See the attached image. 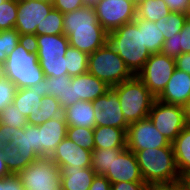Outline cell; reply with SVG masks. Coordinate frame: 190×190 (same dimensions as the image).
<instances>
[{
  "label": "cell",
  "mask_w": 190,
  "mask_h": 190,
  "mask_svg": "<svg viewBox=\"0 0 190 190\" xmlns=\"http://www.w3.org/2000/svg\"><path fill=\"white\" fill-rule=\"evenodd\" d=\"M133 21L139 29H142L143 44L150 53H160L165 39L156 23L140 19L137 16Z\"/></svg>",
  "instance_id": "cell-28"
},
{
  "label": "cell",
  "mask_w": 190,
  "mask_h": 190,
  "mask_svg": "<svg viewBox=\"0 0 190 190\" xmlns=\"http://www.w3.org/2000/svg\"><path fill=\"white\" fill-rule=\"evenodd\" d=\"M148 117L171 143L186 127L183 106L166 104L158 99L154 100Z\"/></svg>",
  "instance_id": "cell-8"
},
{
  "label": "cell",
  "mask_w": 190,
  "mask_h": 190,
  "mask_svg": "<svg viewBox=\"0 0 190 190\" xmlns=\"http://www.w3.org/2000/svg\"><path fill=\"white\" fill-rule=\"evenodd\" d=\"M21 39L23 38L15 28L0 30V61H6L7 56L15 49Z\"/></svg>",
  "instance_id": "cell-38"
},
{
  "label": "cell",
  "mask_w": 190,
  "mask_h": 190,
  "mask_svg": "<svg viewBox=\"0 0 190 190\" xmlns=\"http://www.w3.org/2000/svg\"><path fill=\"white\" fill-rule=\"evenodd\" d=\"M88 56L87 53L69 45L64 56L68 75L73 77L88 72Z\"/></svg>",
  "instance_id": "cell-32"
},
{
  "label": "cell",
  "mask_w": 190,
  "mask_h": 190,
  "mask_svg": "<svg viewBox=\"0 0 190 190\" xmlns=\"http://www.w3.org/2000/svg\"><path fill=\"white\" fill-rule=\"evenodd\" d=\"M9 175H11V173L9 172V170L6 166V161L3 156V152L0 151V179H3Z\"/></svg>",
  "instance_id": "cell-52"
},
{
  "label": "cell",
  "mask_w": 190,
  "mask_h": 190,
  "mask_svg": "<svg viewBox=\"0 0 190 190\" xmlns=\"http://www.w3.org/2000/svg\"><path fill=\"white\" fill-rule=\"evenodd\" d=\"M66 137L86 150H94V128L67 126Z\"/></svg>",
  "instance_id": "cell-37"
},
{
  "label": "cell",
  "mask_w": 190,
  "mask_h": 190,
  "mask_svg": "<svg viewBox=\"0 0 190 190\" xmlns=\"http://www.w3.org/2000/svg\"><path fill=\"white\" fill-rule=\"evenodd\" d=\"M94 8L98 22L108 33L136 18V6L131 0H100Z\"/></svg>",
  "instance_id": "cell-10"
},
{
  "label": "cell",
  "mask_w": 190,
  "mask_h": 190,
  "mask_svg": "<svg viewBox=\"0 0 190 190\" xmlns=\"http://www.w3.org/2000/svg\"><path fill=\"white\" fill-rule=\"evenodd\" d=\"M17 175L25 190H62L60 168L50 158L40 157Z\"/></svg>",
  "instance_id": "cell-6"
},
{
  "label": "cell",
  "mask_w": 190,
  "mask_h": 190,
  "mask_svg": "<svg viewBox=\"0 0 190 190\" xmlns=\"http://www.w3.org/2000/svg\"><path fill=\"white\" fill-rule=\"evenodd\" d=\"M92 151L78 146L75 142L65 137L56 147L50 159L61 169L63 166L73 168L91 167Z\"/></svg>",
  "instance_id": "cell-15"
},
{
  "label": "cell",
  "mask_w": 190,
  "mask_h": 190,
  "mask_svg": "<svg viewBox=\"0 0 190 190\" xmlns=\"http://www.w3.org/2000/svg\"><path fill=\"white\" fill-rule=\"evenodd\" d=\"M6 0H0V4H2L3 2H5Z\"/></svg>",
  "instance_id": "cell-60"
},
{
  "label": "cell",
  "mask_w": 190,
  "mask_h": 190,
  "mask_svg": "<svg viewBox=\"0 0 190 190\" xmlns=\"http://www.w3.org/2000/svg\"><path fill=\"white\" fill-rule=\"evenodd\" d=\"M67 126L95 128L94 109L91 101H78L63 109Z\"/></svg>",
  "instance_id": "cell-22"
},
{
  "label": "cell",
  "mask_w": 190,
  "mask_h": 190,
  "mask_svg": "<svg viewBox=\"0 0 190 190\" xmlns=\"http://www.w3.org/2000/svg\"><path fill=\"white\" fill-rule=\"evenodd\" d=\"M110 183L144 182L137 158L134 152L125 148L117 157L108 172L104 175Z\"/></svg>",
  "instance_id": "cell-14"
},
{
  "label": "cell",
  "mask_w": 190,
  "mask_h": 190,
  "mask_svg": "<svg viewBox=\"0 0 190 190\" xmlns=\"http://www.w3.org/2000/svg\"><path fill=\"white\" fill-rule=\"evenodd\" d=\"M111 89L120 100L121 110L128 124L148 117L156 97L136 75Z\"/></svg>",
  "instance_id": "cell-4"
},
{
  "label": "cell",
  "mask_w": 190,
  "mask_h": 190,
  "mask_svg": "<svg viewBox=\"0 0 190 190\" xmlns=\"http://www.w3.org/2000/svg\"><path fill=\"white\" fill-rule=\"evenodd\" d=\"M171 12H181L186 14L189 0H164Z\"/></svg>",
  "instance_id": "cell-49"
},
{
  "label": "cell",
  "mask_w": 190,
  "mask_h": 190,
  "mask_svg": "<svg viewBox=\"0 0 190 190\" xmlns=\"http://www.w3.org/2000/svg\"><path fill=\"white\" fill-rule=\"evenodd\" d=\"M16 128L0 124V151L4 152L10 148L11 136L15 133Z\"/></svg>",
  "instance_id": "cell-44"
},
{
  "label": "cell",
  "mask_w": 190,
  "mask_h": 190,
  "mask_svg": "<svg viewBox=\"0 0 190 190\" xmlns=\"http://www.w3.org/2000/svg\"><path fill=\"white\" fill-rule=\"evenodd\" d=\"M186 126L190 127V99L183 105Z\"/></svg>",
  "instance_id": "cell-53"
},
{
  "label": "cell",
  "mask_w": 190,
  "mask_h": 190,
  "mask_svg": "<svg viewBox=\"0 0 190 190\" xmlns=\"http://www.w3.org/2000/svg\"><path fill=\"white\" fill-rule=\"evenodd\" d=\"M89 190H111V183L104 175H96Z\"/></svg>",
  "instance_id": "cell-47"
},
{
  "label": "cell",
  "mask_w": 190,
  "mask_h": 190,
  "mask_svg": "<svg viewBox=\"0 0 190 190\" xmlns=\"http://www.w3.org/2000/svg\"><path fill=\"white\" fill-rule=\"evenodd\" d=\"M175 69V58L161 52L154 53L151 54L143 69L136 76L157 98L165 89Z\"/></svg>",
  "instance_id": "cell-7"
},
{
  "label": "cell",
  "mask_w": 190,
  "mask_h": 190,
  "mask_svg": "<svg viewBox=\"0 0 190 190\" xmlns=\"http://www.w3.org/2000/svg\"><path fill=\"white\" fill-rule=\"evenodd\" d=\"M0 124L19 129L24 128L28 124V121L27 117L12 103L0 112Z\"/></svg>",
  "instance_id": "cell-39"
},
{
  "label": "cell",
  "mask_w": 190,
  "mask_h": 190,
  "mask_svg": "<svg viewBox=\"0 0 190 190\" xmlns=\"http://www.w3.org/2000/svg\"><path fill=\"white\" fill-rule=\"evenodd\" d=\"M88 72L110 87L131 79L134 75L123 59L108 43L88 56Z\"/></svg>",
  "instance_id": "cell-5"
},
{
  "label": "cell",
  "mask_w": 190,
  "mask_h": 190,
  "mask_svg": "<svg viewBox=\"0 0 190 190\" xmlns=\"http://www.w3.org/2000/svg\"><path fill=\"white\" fill-rule=\"evenodd\" d=\"M100 0H82L84 6L95 7Z\"/></svg>",
  "instance_id": "cell-55"
},
{
  "label": "cell",
  "mask_w": 190,
  "mask_h": 190,
  "mask_svg": "<svg viewBox=\"0 0 190 190\" xmlns=\"http://www.w3.org/2000/svg\"><path fill=\"white\" fill-rule=\"evenodd\" d=\"M16 90V85L7 78L0 80V112L13 103Z\"/></svg>",
  "instance_id": "cell-42"
},
{
  "label": "cell",
  "mask_w": 190,
  "mask_h": 190,
  "mask_svg": "<svg viewBox=\"0 0 190 190\" xmlns=\"http://www.w3.org/2000/svg\"><path fill=\"white\" fill-rule=\"evenodd\" d=\"M53 8L52 1L48 0H18L14 28L22 38L32 39L36 35V29H41L44 18Z\"/></svg>",
  "instance_id": "cell-9"
},
{
  "label": "cell",
  "mask_w": 190,
  "mask_h": 190,
  "mask_svg": "<svg viewBox=\"0 0 190 190\" xmlns=\"http://www.w3.org/2000/svg\"><path fill=\"white\" fill-rule=\"evenodd\" d=\"M171 13L164 0H145L136 7V16L140 19L157 22Z\"/></svg>",
  "instance_id": "cell-29"
},
{
  "label": "cell",
  "mask_w": 190,
  "mask_h": 190,
  "mask_svg": "<svg viewBox=\"0 0 190 190\" xmlns=\"http://www.w3.org/2000/svg\"><path fill=\"white\" fill-rule=\"evenodd\" d=\"M147 190H176V182L148 184Z\"/></svg>",
  "instance_id": "cell-51"
},
{
  "label": "cell",
  "mask_w": 190,
  "mask_h": 190,
  "mask_svg": "<svg viewBox=\"0 0 190 190\" xmlns=\"http://www.w3.org/2000/svg\"><path fill=\"white\" fill-rule=\"evenodd\" d=\"M5 78H6L5 64H4V62L0 61V80H3Z\"/></svg>",
  "instance_id": "cell-56"
},
{
  "label": "cell",
  "mask_w": 190,
  "mask_h": 190,
  "mask_svg": "<svg viewBox=\"0 0 190 190\" xmlns=\"http://www.w3.org/2000/svg\"><path fill=\"white\" fill-rule=\"evenodd\" d=\"M71 84L73 85L74 103L78 101L92 102L111 88L104 81L99 80L89 72L73 76Z\"/></svg>",
  "instance_id": "cell-18"
},
{
  "label": "cell",
  "mask_w": 190,
  "mask_h": 190,
  "mask_svg": "<svg viewBox=\"0 0 190 190\" xmlns=\"http://www.w3.org/2000/svg\"><path fill=\"white\" fill-rule=\"evenodd\" d=\"M124 149H94L91 156V168L97 175H105L111 167L114 157H117Z\"/></svg>",
  "instance_id": "cell-31"
},
{
  "label": "cell",
  "mask_w": 190,
  "mask_h": 190,
  "mask_svg": "<svg viewBox=\"0 0 190 190\" xmlns=\"http://www.w3.org/2000/svg\"><path fill=\"white\" fill-rule=\"evenodd\" d=\"M176 68L190 74V53H182L175 58Z\"/></svg>",
  "instance_id": "cell-48"
},
{
  "label": "cell",
  "mask_w": 190,
  "mask_h": 190,
  "mask_svg": "<svg viewBox=\"0 0 190 190\" xmlns=\"http://www.w3.org/2000/svg\"><path fill=\"white\" fill-rule=\"evenodd\" d=\"M145 182H118L111 184V190H147Z\"/></svg>",
  "instance_id": "cell-46"
},
{
  "label": "cell",
  "mask_w": 190,
  "mask_h": 190,
  "mask_svg": "<svg viewBox=\"0 0 190 190\" xmlns=\"http://www.w3.org/2000/svg\"><path fill=\"white\" fill-rule=\"evenodd\" d=\"M96 127L112 126L127 132L129 124L122 113L120 100L110 88L104 95L92 101Z\"/></svg>",
  "instance_id": "cell-12"
},
{
  "label": "cell",
  "mask_w": 190,
  "mask_h": 190,
  "mask_svg": "<svg viewBox=\"0 0 190 190\" xmlns=\"http://www.w3.org/2000/svg\"><path fill=\"white\" fill-rule=\"evenodd\" d=\"M64 34L63 14L52 9L44 18L41 29H36V35H58Z\"/></svg>",
  "instance_id": "cell-36"
},
{
  "label": "cell",
  "mask_w": 190,
  "mask_h": 190,
  "mask_svg": "<svg viewBox=\"0 0 190 190\" xmlns=\"http://www.w3.org/2000/svg\"><path fill=\"white\" fill-rule=\"evenodd\" d=\"M66 134L67 123L63 114L39 125V157L50 158Z\"/></svg>",
  "instance_id": "cell-16"
},
{
  "label": "cell",
  "mask_w": 190,
  "mask_h": 190,
  "mask_svg": "<svg viewBox=\"0 0 190 190\" xmlns=\"http://www.w3.org/2000/svg\"><path fill=\"white\" fill-rule=\"evenodd\" d=\"M63 23L64 27H82L100 24L95 8L88 6H83L77 10L63 14Z\"/></svg>",
  "instance_id": "cell-30"
},
{
  "label": "cell",
  "mask_w": 190,
  "mask_h": 190,
  "mask_svg": "<svg viewBox=\"0 0 190 190\" xmlns=\"http://www.w3.org/2000/svg\"><path fill=\"white\" fill-rule=\"evenodd\" d=\"M61 107L64 109L69 105L74 104L73 100V85L67 84L66 89L64 90V99H59Z\"/></svg>",
  "instance_id": "cell-50"
},
{
  "label": "cell",
  "mask_w": 190,
  "mask_h": 190,
  "mask_svg": "<svg viewBox=\"0 0 190 190\" xmlns=\"http://www.w3.org/2000/svg\"><path fill=\"white\" fill-rule=\"evenodd\" d=\"M186 16L188 19H190V0L188 1V6H187V10H186Z\"/></svg>",
  "instance_id": "cell-58"
},
{
  "label": "cell",
  "mask_w": 190,
  "mask_h": 190,
  "mask_svg": "<svg viewBox=\"0 0 190 190\" xmlns=\"http://www.w3.org/2000/svg\"><path fill=\"white\" fill-rule=\"evenodd\" d=\"M54 9L62 14L72 12L84 6L82 0H52Z\"/></svg>",
  "instance_id": "cell-43"
},
{
  "label": "cell",
  "mask_w": 190,
  "mask_h": 190,
  "mask_svg": "<svg viewBox=\"0 0 190 190\" xmlns=\"http://www.w3.org/2000/svg\"><path fill=\"white\" fill-rule=\"evenodd\" d=\"M44 96L41 86L17 89L13 104L27 117L40 109L42 97Z\"/></svg>",
  "instance_id": "cell-24"
},
{
  "label": "cell",
  "mask_w": 190,
  "mask_h": 190,
  "mask_svg": "<svg viewBox=\"0 0 190 190\" xmlns=\"http://www.w3.org/2000/svg\"><path fill=\"white\" fill-rule=\"evenodd\" d=\"M31 41L38 60L63 59L69 47L68 37L65 34L35 35Z\"/></svg>",
  "instance_id": "cell-19"
},
{
  "label": "cell",
  "mask_w": 190,
  "mask_h": 190,
  "mask_svg": "<svg viewBox=\"0 0 190 190\" xmlns=\"http://www.w3.org/2000/svg\"><path fill=\"white\" fill-rule=\"evenodd\" d=\"M63 114V108L57 98L45 95L42 97L40 109L27 116L28 124L42 125L49 119H54Z\"/></svg>",
  "instance_id": "cell-27"
},
{
  "label": "cell",
  "mask_w": 190,
  "mask_h": 190,
  "mask_svg": "<svg viewBox=\"0 0 190 190\" xmlns=\"http://www.w3.org/2000/svg\"><path fill=\"white\" fill-rule=\"evenodd\" d=\"M45 77H58L68 74L66 58L54 60H38Z\"/></svg>",
  "instance_id": "cell-41"
},
{
  "label": "cell",
  "mask_w": 190,
  "mask_h": 190,
  "mask_svg": "<svg viewBox=\"0 0 190 190\" xmlns=\"http://www.w3.org/2000/svg\"><path fill=\"white\" fill-rule=\"evenodd\" d=\"M69 45L88 55L107 43L108 32L101 24L82 27H64Z\"/></svg>",
  "instance_id": "cell-13"
},
{
  "label": "cell",
  "mask_w": 190,
  "mask_h": 190,
  "mask_svg": "<svg viewBox=\"0 0 190 190\" xmlns=\"http://www.w3.org/2000/svg\"><path fill=\"white\" fill-rule=\"evenodd\" d=\"M126 131L112 126L94 128V149L127 148Z\"/></svg>",
  "instance_id": "cell-23"
},
{
  "label": "cell",
  "mask_w": 190,
  "mask_h": 190,
  "mask_svg": "<svg viewBox=\"0 0 190 190\" xmlns=\"http://www.w3.org/2000/svg\"><path fill=\"white\" fill-rule=\"evenodd\" d=\"M176 165L181 177L190 175V127L186 126L172 142Z\"/></svg>",
  "instance_id": "cell-25"
},
{
  "label": "cell",
  "mask_w": 190,
  "mask_h": 190,
  "mask_svg": "<svg viewBox=\"0 0 190 190\" xmlns=\"http://www.w3.org/2000/svg\"><path fill=\"white\" fill-rule=\"evenodd\" d=\"M18 12V0H6L0 4V30L15 27Z\"/></svg>",
  "instance_id": "cell-40"
},
{
  "label": "cell",
  "mask_w": 190,
  "mask_h": 190,
  "mask_svg": "<svg viewBox=\"0 0 190 190\" xmlns=\"http://www.w3.org/2000/svg\"><path fill=\"white\" fill-rule=\"evenodd\" d=\"M107 43L123 59L133 75H137L151 56L143 44L142 29L132 21L108 33Z\"/></svg>",
  "instance_id": "cell-2"
},
{
  "label": "cell",
  "mask_w": 190,
  "mask_h": 190,
  "mask_svg": "<svg viewBox=\"0 0 190 190\" xmlns=\"http://www.w3.org/2000/svg\"><path fill=\"white\" fill-rule=\"evenodd\" d=\"M133 4L138 7L141 3H143L145 0H131Z\"/></svg>",
  "instance_id": "cell-57"
},
{
  "label": "cell",
  "mask_w": 190,
  "mask_h": 190,
  "mask_svg": "<svg viewBox=\"0 0 190 190\" xmlns=\"http://www.w3.org/2000/svg\"><path fill=\"white\" fill-rule=\"evenodd\" d=\"M4 64L6 78L15 84L17 89L40 86L45 79L31 39H21Z\"/></svg>",
  "instance_id": "cell-1"
},
{
  "label": "cell",
  "mask_w": 190,
  "mask_h": 190,
  "mask_svg": "<svg viewBox=\"0 0 190 190\" xmlns=\"http://www.w3.org/2000/svg\"><path fill=\"white\" fill-rule=\"evenodd\" d=\"M126 136L127 148L134 153L148 148L172 146V143L156 129L149 117L129 124Z\"/></svg>",
  "instance_id": "cell-11"
},
{
  "label": "cell",
  "mask_w": 190,
  "mask_h": 190,
  "mask_svg": "<svg viewBox=\"0 0 190 190\" xmlns=\"http://www.w3.org/2000/svg\"><path fill=\"white\" fill-rule=\"evenodd\" d=\"M176 190H190V185L184 180L176 182Z\"/></svg>",
  "instance_id": "cell-54"
},
{
  "label": "cell",
  "mask_w": 190,
  "mask_h": 190,
  "mask_svg": "<svg viewBox=\"0 0 190 190\" xmlns=\"http://www.w3.org/2000/svg\"><path fill=\"white\" fill-rule=\"evenodd\" d=\"M97 174L91 168H73L63 166L60 169V180L62 190H89Z\"/></svg>",
  "instance_id": "cell-20"
},
{
  "label": "cell",
  "mask_w": 190,
  "mask_h": 190,
  "mask_svg": "<svg viewBox=\"0 0 190 190\" xmlns=\"http://www.w3.org/2000/svg\"><path fill=\"white\" fill-rule=\"evenodd\" d=\"M187 16L181 12H171L168 16L160 18L156 23L159 30L163 33L164 39L167 40L171 36L180 32L183 28Z\"/></svg>",
  "instance_id": "cell-34"
},
{
  "label": "cell",
  "mask_w": 190,
  "mask_h": 190,
  "mask_svg": "<svg viewBox=\"0 0 190 190\" xmlns=\"http://www.w3.org/2000/svg\"><path fill=\"white\" fill-rule=\"evenodd\" d=\"M1 190H25L17 174L1 179Z\"/></svg>",
  "instance_id": "cell-45"
},
{
  "label": "cell",
  "mask_w": 190,
  "mask_h": 190,
  "mask_svg": "<svg viewBox=\"0 0 190 190\" xmlns=\"http://www.w3.org/2000/svg\"><path fill=\"white\" fill-rule=\"evenodd\" d=\"M18 151L17 147L10 146L9 149L3 152L6 166L11 174H18L40 158L39 156H23Z\"/></svg>",
  "instance_id": "cell-33"
},
{
  "label": "cell",
  "mask_w": 190,
  "mask_h": 190,
  "mask_svg": "<svg viewBox=\"0 0 190 190\" xmlns=\"http://www.w3.org/2000/svg\"><path fill=\"white\" fill-rule=\"evenodd\" d=\"M161 53L172 58L190 53V19H186L180 32L164 41Z\"/></svg>",
  "instance_id": "cell-26"
},
{
  "label": "cell",
  "mask_w": 190,
  "mask_h": 190,
  "mask_svg": "<svg viewBox=\"0 0 190 190\" xmlns=\"http://www.w3.org/2000/svg\"><path fill=\"white\" fill-rule=\"evenodd\" d=\"M184 180L190 185V175L186 176Z\"/></svg>",
  "instance_id": "cell-59"
},
{
  "label": "cell",
  "mask_w": 190,
  "mask_h": 190,
  "mask_svg": "<svg viewBox=\"0 0 190 190\" xmlns=\"http://www.w3.org/2000/svg\"><path fill=\"white\" fill-rule=\"evenodd\" d=\"M71 80L72 77L68 74L58 77H45L40 86L45 95L53 96L59 100L64 99V90L67 84H71Z\"/></svg>",
  "instance_id": "cell-35"
},
{
  "label": "cell",
  "mask_w": 190,
  "mask_h": 190,
  "mask_svg": "<svg viewBox=\"0 0 190 190\" xmlns=\"http://www.w3.org/2000/svg\"><path fill=\"white\" fill-rule=\"evenodd\" d=\"M10 138V146L17 147L23 156H39V126L27 124L24 128H16Z\"/></svg>",
  "instance_id": "cell-21"
},
{
  "label": "cell",
  "mask_w": 190,
  "mask_h": 190,
  "mask_svg": "<svg viewBox=\"0 0 190 190\" xmlns=\"http://www.w3.org/2000/svg\"><path fill=\"white\" fill-rule=\"evenodd\" d=\"M156 99L166 104L183 106L190 99V74L176 68Z\"/></svg>",
  "instance_id": "cell-17"
},
{
  "label": "cell",
  "mask_w": 190,
  "mask_h": 190,
  "mask_svg": "<svg viewBox=\"0 0 190 190\" xmlns=\"http://www.w3.org/2000/svg\"><path fill=\"white\" fill-rule=\"evenodd\" d=\"M146 184L173 183L182 180L175 160L173 146L148 148L135 152Z\"/></svg>",
  "instance_id": "cell-3"
}]
</instances>
